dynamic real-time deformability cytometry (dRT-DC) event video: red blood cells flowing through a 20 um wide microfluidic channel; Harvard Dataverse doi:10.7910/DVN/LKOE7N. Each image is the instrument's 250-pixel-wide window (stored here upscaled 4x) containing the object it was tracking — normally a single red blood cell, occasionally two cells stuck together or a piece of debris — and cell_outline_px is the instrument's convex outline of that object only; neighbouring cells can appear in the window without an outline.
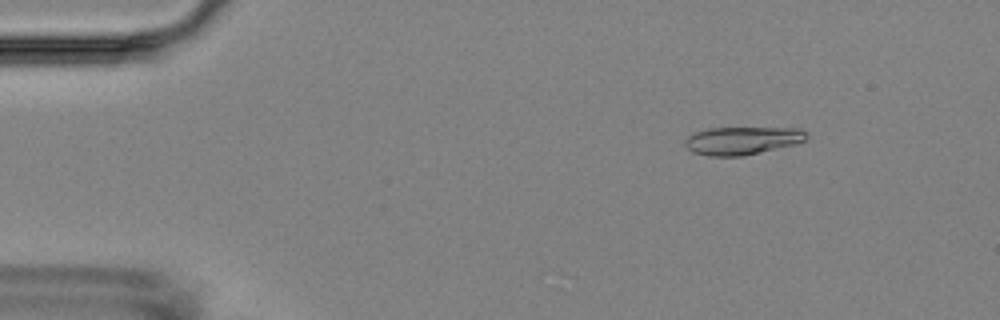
{"species": "Egyptian fruit bat (a non-hibernating species)", "species_latin": "Rousettus aegyptiacus", "temperature_condition": "room temperature", "stored_images_in_passage": 10, "camera_frame_rate_fps": 3000, "um_per_image_px": 0.085, "animal": {"sex": "female"}, "frame": {"image": 1, "passage_image": 1, "time_ms": 0.0, "image_size_px": [1000, 320], "cell_outline_px": [[808, 136], [804, 140], [796, 144], [744, 156], [708, 156], [692, 152], [684, 144], [684, 140], [688, 136], [696, 132], [708, 128], [800, 128], [808, 132]], "centroid_in_image_um": [63.1, 11.95], "position_along_channel_um": 21.9, "area_um2": 19.88}}
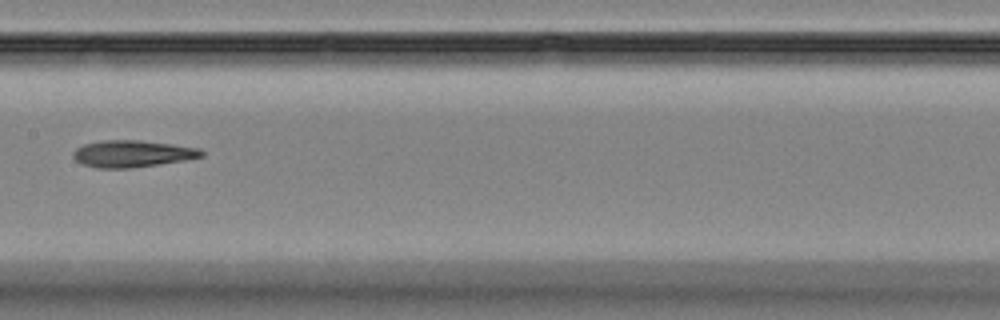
{"frame": {"image": 2, "passage_image": 7, "time_ms": 7.0, "image_size_px": [1000, 320], "cell_outline_px": [[204, 156], [184, 160], [132, 168], [96, 168], [84, 164], [76, 160], [72, 156], [72, 152], [76, 148], [84, 144], [104, 140], [140, 140], [172, 144], [200, 148], [204, 152]], "centroid_in_image_um": [11.24, 13.06], "position_along_channel_um": 196.2, "area_um2": 20.06}}
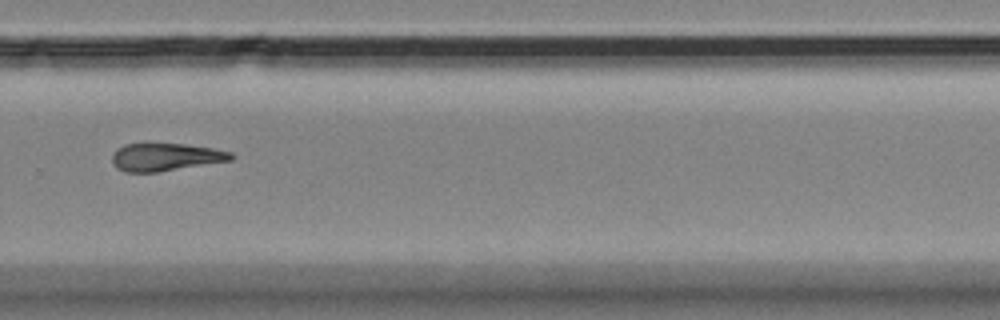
{"frame": {"image": 3, "passage_image": 10, "time_ms": 10.333, "image_size_px": [1000, 320], "cell_outline_px": [[236, 156], [232, 160], [156, 172], [124, 172], [116, 168], [112, 164], [112, 156], [124, 144], [144, 140], [148, 140], [184, 144], [212, 148], [232, 152]], "centroid_in_image_um": [14.03, 13.3], "position_along_channel_um": 315.8, "area_um2": 19.94}}